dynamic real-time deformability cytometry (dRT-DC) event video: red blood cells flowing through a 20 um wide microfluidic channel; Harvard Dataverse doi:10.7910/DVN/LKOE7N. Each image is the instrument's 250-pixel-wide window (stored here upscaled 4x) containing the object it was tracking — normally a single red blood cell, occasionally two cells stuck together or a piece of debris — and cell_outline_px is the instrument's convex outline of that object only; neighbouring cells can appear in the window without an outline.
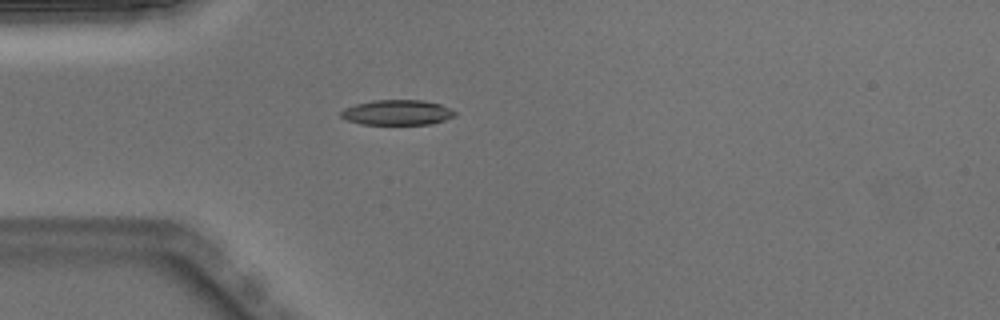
{"species": "Egyptian fruit bat (a non-hibernating species)", "species_latin": "Rousettus aegyptiacus", "temperature_condition": "warm", "stored_images_in_passage": 37, "camera_frame_rate_fps": 3000, "um_per_image_px": 0.085, "animal": {"sex": "male"}, "frame": {"image": 1, "passage_image": 1, "time_ms": 0.0, "image_size_px": [1000, 320], "cell_outline_px": [[456, 116], [432, 124], [360, 124], [344, 120], [340, 116], [340, 112], [344, 108], [356, 104], [372, 100], [420, 100], [440, 104], [456, 112]], "centroid_in_image_um": [33.72, 9.56], "position_along_channel_um": 51.3, "area_um2": 16.76}}
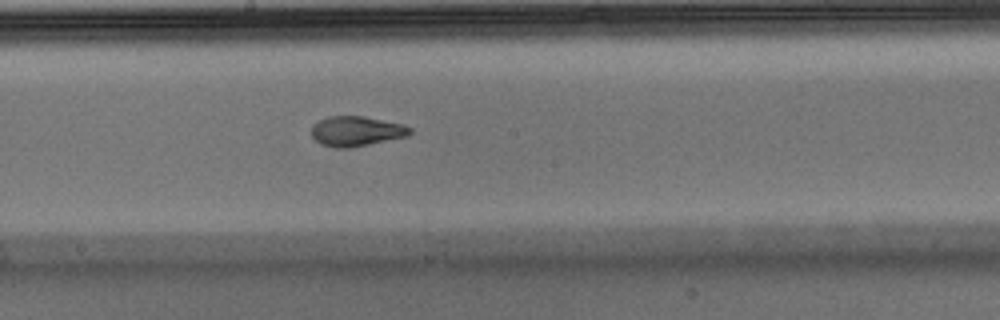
{"frame": {"image": 2, "passage_image": 14, "time_ms": 4.333, "image_size_px": [1000, 320], "cell_outline_px": [[412, 132], [408, 136], [348, 148], [336, 148], [320, 144], [312, 136], [312, 124], [328, 116], [364, 116], [404, 124], [412, 128]], "centroid_in_image_um": [30.29, 11.14], "position_along_channel_um": 217.9, "area_um2": 17.22}}
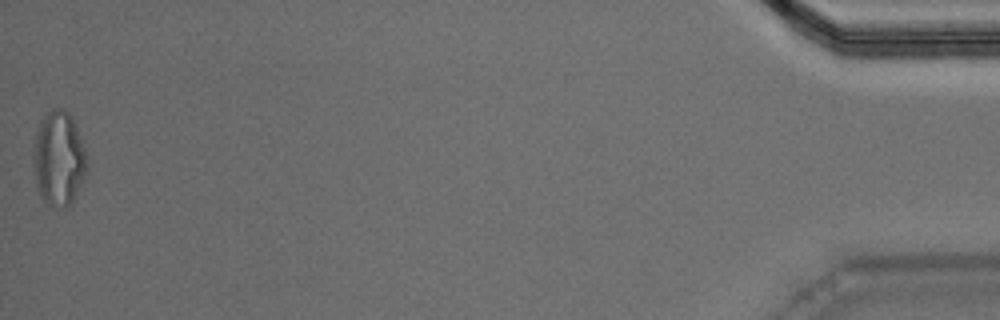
{"frame": {"image": 3, "passage_image": 37, "time_ms": 12.0, "image_size_px": [1000, 320], "cell_outline_px": [[88, 168], [68, 208], [60, 208], [48, 204], [40, 196], [36, 188], [32, 140], [40, 120], [44, 112], [52, 108], [64, 108], [72, 116], [84, 148], [88, 160]], "centroid_in_image_um": [4.96, 13.43], "position_along_channel_um": 430.2, "area_um2": 29.94}, "authors_computed_cell_mechanics": {"area_um2": 17.5712, "velocity_mm_per_s": 4.0259, "shape_relaxation_time_tau1_ms": 9.1956, "shape_relaxation_time_tau2_ms": 1.4185, "deformation_change_tau1": 0.2913, "deformation_change_tau2": 0.0734}}